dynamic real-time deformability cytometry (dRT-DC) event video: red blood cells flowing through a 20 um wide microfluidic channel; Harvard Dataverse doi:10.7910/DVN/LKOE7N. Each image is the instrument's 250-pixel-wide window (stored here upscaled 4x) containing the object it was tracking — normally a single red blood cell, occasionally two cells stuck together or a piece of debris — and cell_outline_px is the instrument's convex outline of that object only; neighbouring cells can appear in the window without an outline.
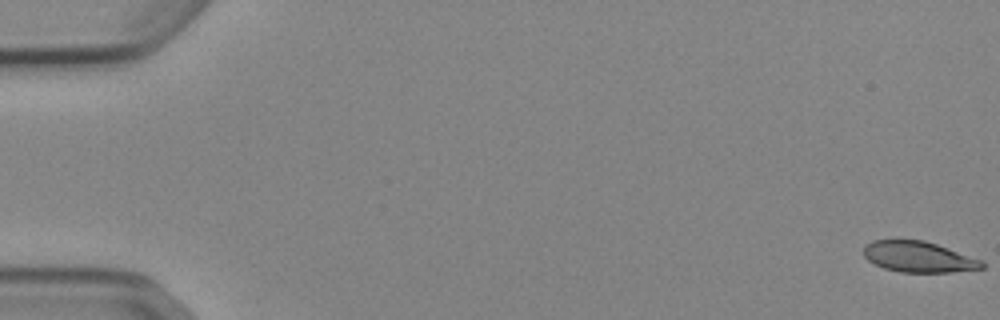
{"species": "Egyptian fruit bat (a non-hibernating species)", "species_latin": "Rousettus aegyptiacus", "temperature_condition": "cold", "stored_images_in_passage": 53, "camera_frame_rate_fps": 3000, "um_per_image_px": 0.085, "animal": {"sex": "female"}, "frame": {"image": 1, "passage_image": 1, "time_ms": 0.0, "image_size_px": [1000, 320], "cell_outline_px": [[984, 268], [952, 272], [900, 272], [884, 268], [868, 260], [864, 256], [864, 244], [872, 240], [924, 240], [936, 244], [980, 260], [984, 264]], "centroid_in_image_um": [78.03, 21.83], "position_along_channel_um": 7.0, "area_um2": 20.98}}
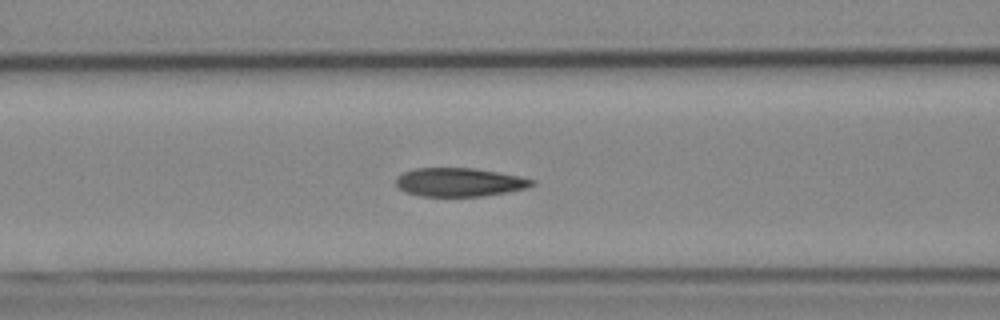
{"frame": {"image": 2, "passage_image": 23, "time_ms": 7.333, "image_size_px": [1000, 320], "cell_outline_px": [[536, 184], [528, 188], [484, 196], [420, 196], [404, 192], [396, 184], [396, 176], [404, 172], [416, 168], [472, 168], [520, 176], [536, 180]], "centroid_in_image_um": [39.06, 15.49], "position_along_channel_um": 127.5, "area_um2": 22.72}}
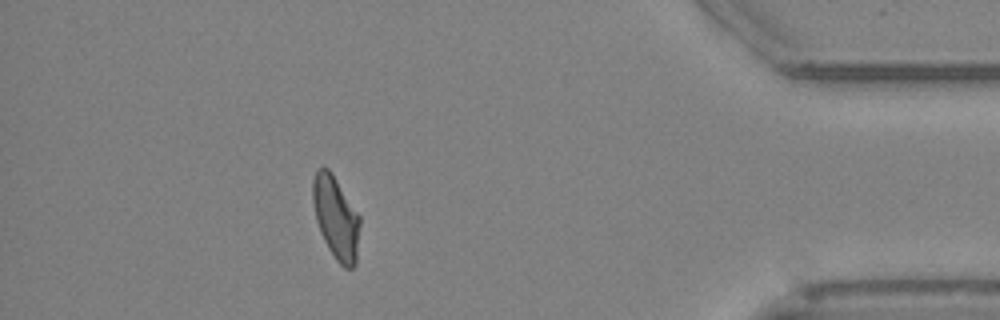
{"frame": {"image": 3, "passage_image": 48, "time_ms": 15.667, "image_size_px": [1000, 320], "cell_outline_px": [[360, 224], [356, 264], [352, 268], [344, 268], [336, 260], [328, 248], [320, 232], [316, 220], [312, 204], [312, 180], [316, 168], [328, 168], [332, 172], [360, 216]], "centroid_in_image_um": [28.54, 18.49], "position_along_channel_um": 406.7, "area_um2": 22.95}, "authors_computed_cell_mechanics": {"area_um2": 22.8888, "velocity_mm_per_s": 3.882, "shape_relaxation_time_tau1_ms": 5.0486, "shape_relaxation_time_tau2_ms": 1.6004, "deformation_change_tau1": 0.1706, "deformation_change_tau2": 0.0853}}